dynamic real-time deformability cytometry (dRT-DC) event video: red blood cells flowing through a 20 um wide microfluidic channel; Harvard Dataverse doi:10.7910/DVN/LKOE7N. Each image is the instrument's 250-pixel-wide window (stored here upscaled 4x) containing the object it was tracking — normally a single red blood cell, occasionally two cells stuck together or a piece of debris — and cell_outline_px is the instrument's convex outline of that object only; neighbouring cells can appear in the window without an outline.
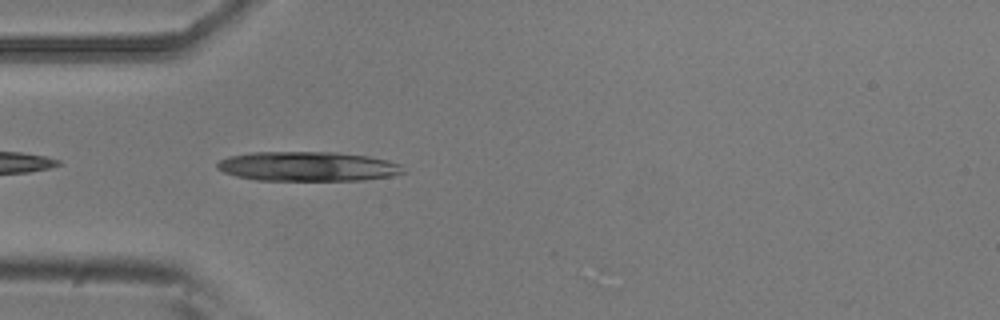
{"species": "common noctule bat (a hibernating species)", "species_latin": "Nyctalus noctula", "temperature_condition": "room temperature", "stored_images_in_passage": 5, "camera_frame_rate_fps": 3000, "um_per_image_px": 0.085, "animal": {"sex": "male", "body_mass_g": 20.5, "forearm_length_mm": 52.5}, "frame": {"image": 1, "passage_image": 5, "time_ms": 1.333, "image_size_px": [1000, 320], "cell_outline_px": [[404, 172], [392, 176], [364, 180], [256, 180], [236, 176], [224, 172], [216, 168], [216, 164], [220, 160], [228, 156], [252, 152], [336, 152], [368, 156], [388, 160], [400, 164]], "centroid_in_image_um": [26.15, 14.14], "position_along_channel_um": 58.9, "area_um2": 32.08}}